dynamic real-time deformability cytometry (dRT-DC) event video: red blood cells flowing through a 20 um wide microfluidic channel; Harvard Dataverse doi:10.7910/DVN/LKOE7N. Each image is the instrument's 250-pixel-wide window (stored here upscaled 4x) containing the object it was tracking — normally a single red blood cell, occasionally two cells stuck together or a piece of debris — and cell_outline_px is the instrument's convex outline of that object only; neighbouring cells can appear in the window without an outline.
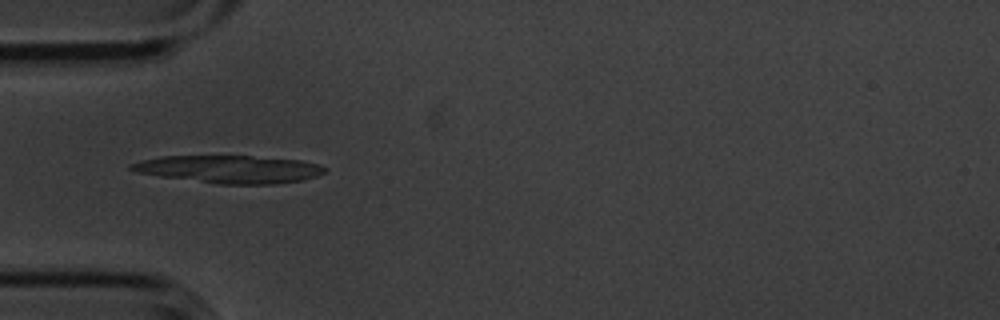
{"species": "common noctule bat (a hibernating species)", "species_latin": "Nyctalus noctula", "temperature_condition": "cold", "stored_images_in_passage": 7, "camera_frame_rate_fps": 3000, "um_per_image_px": 0.085, "animal": {"sex": "male", "body_mass_g": 20.1, "forearm_length_mm": 53.5}, "frame": {"image": 1, "passage_image": 5, "time_ms": 1.333, "image_size_px": [1000, 320], "cell_outline_px": [[324, 172], [316, 176], [300, 180], [276, 184], [216, 184], [160, 176], [140, 172], [128, 168], [128, 164], [140, 160], [160, 156], [252, 156], [300, 160], [316, 164], [324, 168]], "centroid_in_image_um": [19.44, 14.38], "position_along_channel_um": 65.6, "area_um2": 30.98}}